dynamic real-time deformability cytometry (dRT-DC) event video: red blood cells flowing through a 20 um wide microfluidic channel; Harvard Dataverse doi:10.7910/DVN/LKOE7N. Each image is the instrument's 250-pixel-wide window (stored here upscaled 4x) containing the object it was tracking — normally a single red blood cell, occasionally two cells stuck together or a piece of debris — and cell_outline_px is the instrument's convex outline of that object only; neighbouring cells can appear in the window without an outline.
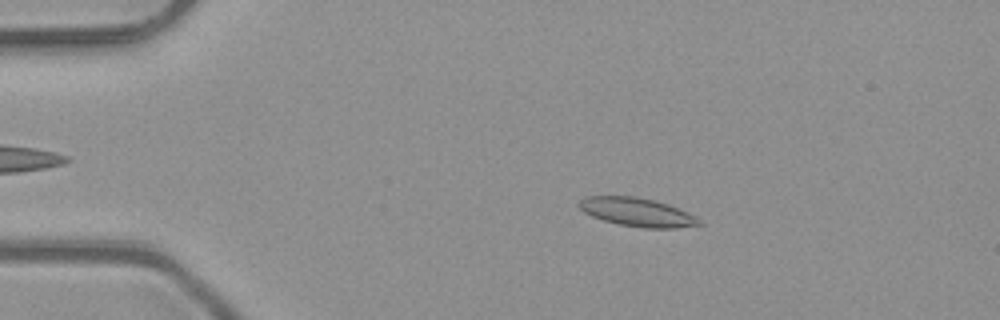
{"species": "common noctule bat (a hibernating species)", "species_latin": "Nyctalus noctula", "temperature_condition": "room temperature", "stored_images_in_passage": 50, "camera_frame_rate_fps": 3000, "um_per_image_px": 0.085, "animal": {"sex": "male", "body_mass_g": 23.1, "forearm_length_mm": 52.7}, "frame": {"image": 1, "passage_image": 9, "time_ms": 2.667, "image_size_px": [1000, 320], "cell_outline_px": [[704, 224], [676, 228], [644, 228], [620, 224], [604, 220], [592, 216], [584, 212], [576, 204], [584, 196], [632, 196], [652, 200], [668, 204], [688, 212], [700, 220]], "centroid_in_image_um": [54.14, 18.03], "position_along_channel_um": 30.9, "area_um2": 19.88}}
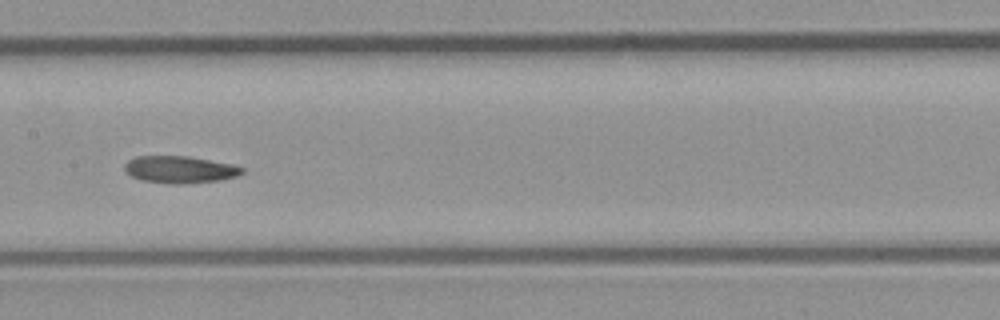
{"frame": {"image": 2, "passage_image": 25, "time_ms": 8.0, "image_size_px": [1000, 320], "cell_outline_px": [[244, 172], [236, 176], [220, 180], [180, 184], [168, 184], [140, 180], [132, 176], [124, 168], [124, 164], [128, 160], [136, 156], [188, 156], [232, 164], [244, 168]], "centroid_in_image_um": [15.27, 14.41], "position_along_channel_um": 192.1, "area_um2": 18.55}}
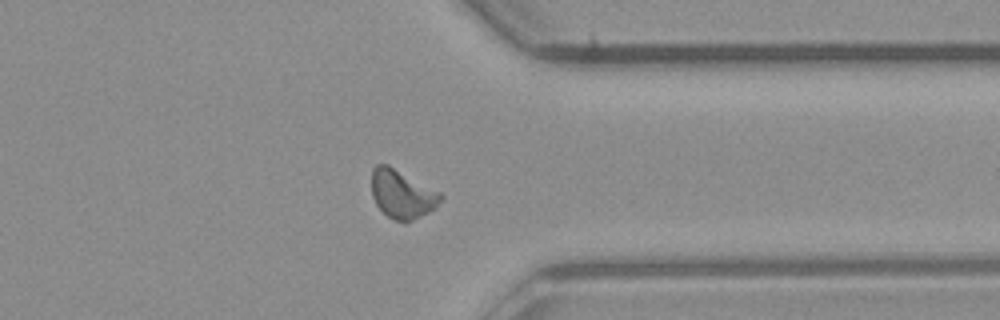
{"frame": {"image": 3, "passage_image": 39, "time_ms": 12.667, "image_size_px": [1000, 320], "cell_outline_px": [[444, 196], [428, 212], [412, 220], [396, 220], [388, 216], [376, 204], [372, 196], [372, 168], [376, 164], [388, 164], [440, 192]], "centroid_in_image_um": [34.14, 16.46], "position_along_channel_um": 377.3, "area_um2": 19.07}, "authors_computed_cell_mechanics": {"area_um2": 18.8717, "velocity_mm_per_s": 4.0779, "shape_relaxation_time_tau1_ms": 11.1499, "shape_relaxation_time_tau2_ms": 7.3615, "deformation_change_tau1": 0.2227, "deformation_change_tau2": 0.1428}}